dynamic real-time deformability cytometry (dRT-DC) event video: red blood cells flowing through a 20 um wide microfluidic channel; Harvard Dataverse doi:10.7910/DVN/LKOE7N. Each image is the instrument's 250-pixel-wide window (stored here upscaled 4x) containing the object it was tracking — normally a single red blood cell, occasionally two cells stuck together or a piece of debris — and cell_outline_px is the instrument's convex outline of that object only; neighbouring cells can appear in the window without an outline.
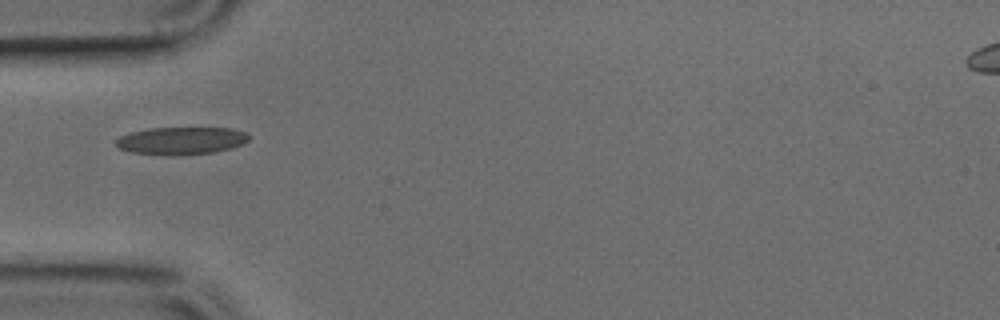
{"species": "common noctule bat (a hibernating species)", "species_latin": "Nyctalus noctula", "temperature_condition": "cold", "stored_images_in_passage": 5, "camera_frame_rate_fps": 3000, "um_per_image_px": 0.085, "animal": {"sex": "male", "body_mass_g": 17.9, "forearm_length_mm": 54.2}, "frame": {"image": 1, "passage_image": 4, "time_ms": 1.0, "image_size_px": [1000, 320], "cell_outline_px": [[252, 136], [244, 144], [232, 148], [212, 152], [132, 152], [120, 148], [116, 144], [116, 140], [120, 136], [132, 132], [148, 128], [232, 128], [248, 132]], "centroid_in_image_um": [15.52, 11.89], "position_along_channel_um": 69.5, "area_um2": 20.29}}